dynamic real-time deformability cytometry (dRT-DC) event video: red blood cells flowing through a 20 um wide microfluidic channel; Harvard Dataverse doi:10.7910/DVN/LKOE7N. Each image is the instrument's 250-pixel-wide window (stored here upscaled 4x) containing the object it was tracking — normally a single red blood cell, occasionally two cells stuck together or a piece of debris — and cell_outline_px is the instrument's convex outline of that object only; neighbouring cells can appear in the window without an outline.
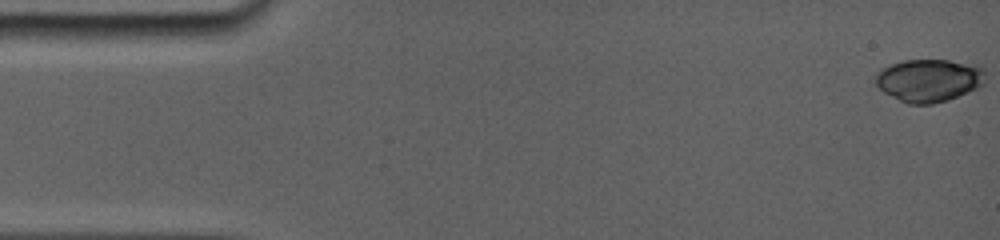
{"species": "common noctule bat (a hibernating species)", "species_latin": "Nyctalus noctula", "temperature_condition": "room temperature", "stored_images_in_passage": 11, "camera_frame_rate_fps": 5000, "um_per_image_px": 0.085, "animal": {"sex": "female", "body_mass_g": 19.0, "forearm_length_mm": 56.7}, "frame": {"image": 1, "passage_image": 1, "time_ms": 0.0, "image_size_px": [1000, 240], "cell_outline_px": [[984, 84], [976, 88], [956, 96], [932, 104], [908, 104], [884, 92], [876, 84], [876, 76], [880, 68], [904, 60], [948, 60], [980, 64], [984, 68]], "centroid_in_image_um": [78.98, 6.8], "position_along_channel_um": 6.0, "area_um2": 27.22}}